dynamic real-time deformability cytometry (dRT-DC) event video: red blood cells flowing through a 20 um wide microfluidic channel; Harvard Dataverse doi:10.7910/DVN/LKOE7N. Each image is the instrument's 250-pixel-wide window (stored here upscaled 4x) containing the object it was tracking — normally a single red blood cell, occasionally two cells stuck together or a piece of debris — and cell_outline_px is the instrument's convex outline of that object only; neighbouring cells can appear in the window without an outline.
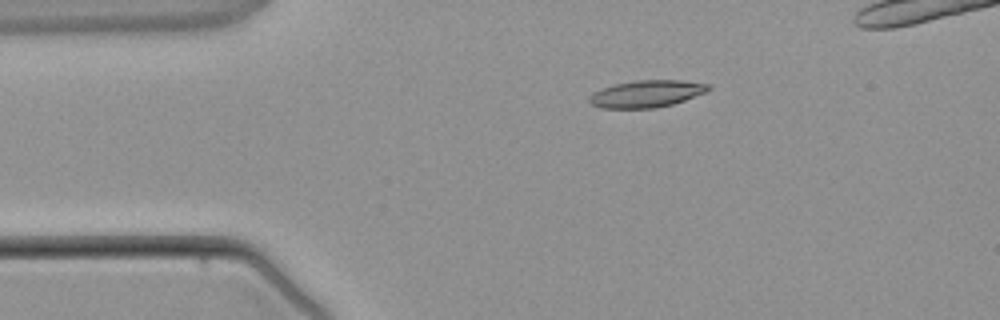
{"species": "common noctule bat (a hibernating species)", "species_latin": "Nyctalus noctula", "temperature_condition": "warm", "stored_images_in_passage": 4, "camera_frame_rate_fps": 3000, "um_per_image_px": 0.085, "animal": {"sex": "male", "body_mass_g": 21.5, "forearm_length_mm": 52.0}, "frame": {"image": 1, "passage_image": 2, "time_ms": 1.333, "image_size_px": [1000, 320], "cell_outline_px": [[712, 88], [704, 92], [684, 100], [672, 104], [656, 108], [600, 108], [592, 104], [588, 100], [588, 96], [592, 92], [600, 88], [612, 84], [636, 80], [680, 80], [708, 84]], "centroid_in_image_um": [54.88, 7.96], "position_along_channel_um": 30.1, "area_um2": 18.84}}